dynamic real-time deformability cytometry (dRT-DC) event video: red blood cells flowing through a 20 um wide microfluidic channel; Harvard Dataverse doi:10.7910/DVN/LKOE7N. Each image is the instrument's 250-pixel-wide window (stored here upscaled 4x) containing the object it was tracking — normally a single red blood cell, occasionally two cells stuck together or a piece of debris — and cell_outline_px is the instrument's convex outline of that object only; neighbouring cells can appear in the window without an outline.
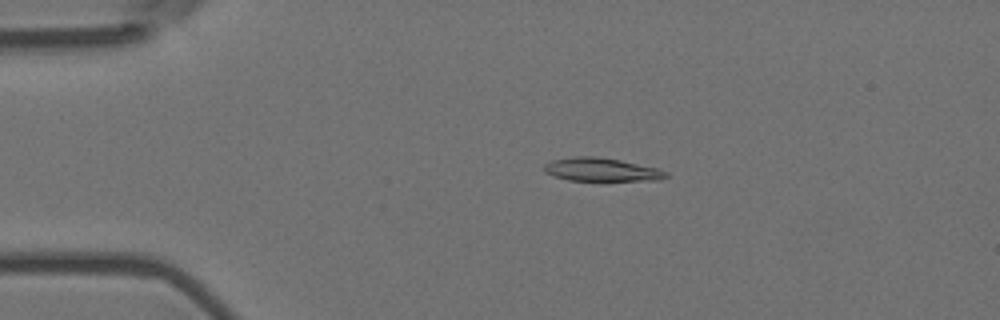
{"species": "Egyptian fruit bat (a non-hibernating species)", "species_latin": "Rousettus aegyptiacus", "temperature_condition": "room temperature", "stored_images_in_passage": 3, "camera_frame_rate_fps": 3000, "um_per_image_px": 0.085, "animal": {"sex": "female"}, "frame": {"image": 1, "passage_image": 1, "time_ms": 0.0, "image_size_px": [1000, 320], "cell_outline_px": [[668, 176], [660, 180], [568, 180], [552, 176], [544, 172], [544, 164], [552, 160], [576, 156], [592, 156], [620, 160], [660, 168], [668, 172]], "centroid_in_image_um": [51.13, 14.41], "position_along_channel_um": 33.9, "area_um2": 16.59}}
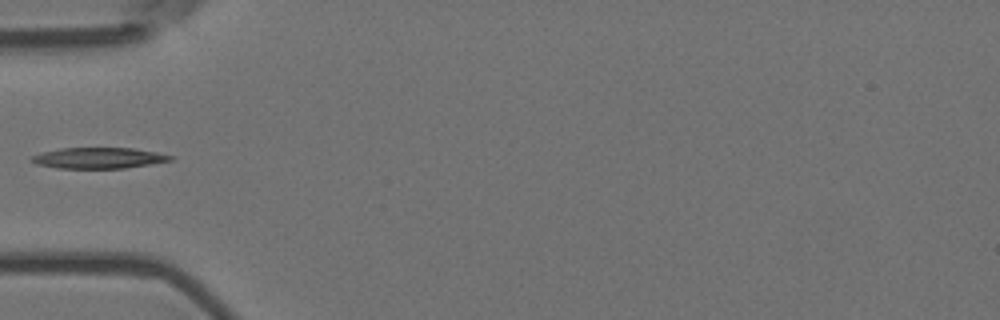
{"frame": {"image": 2, "passage_image": 3, "time_ms": 0.667, "image_size_px": [1000, 320], "cell_outline_px": [[172, 160], [124, 168], [56, 168], [36, 164], [28, 160], [32, 156], [44, 152], [60, 148], [132, 148], [156, 152], [172, 156]], "centroid_in_image_um": [8.32, 13.43], "position_along_channel_um": 76.7, "area_um2": 16.7}}